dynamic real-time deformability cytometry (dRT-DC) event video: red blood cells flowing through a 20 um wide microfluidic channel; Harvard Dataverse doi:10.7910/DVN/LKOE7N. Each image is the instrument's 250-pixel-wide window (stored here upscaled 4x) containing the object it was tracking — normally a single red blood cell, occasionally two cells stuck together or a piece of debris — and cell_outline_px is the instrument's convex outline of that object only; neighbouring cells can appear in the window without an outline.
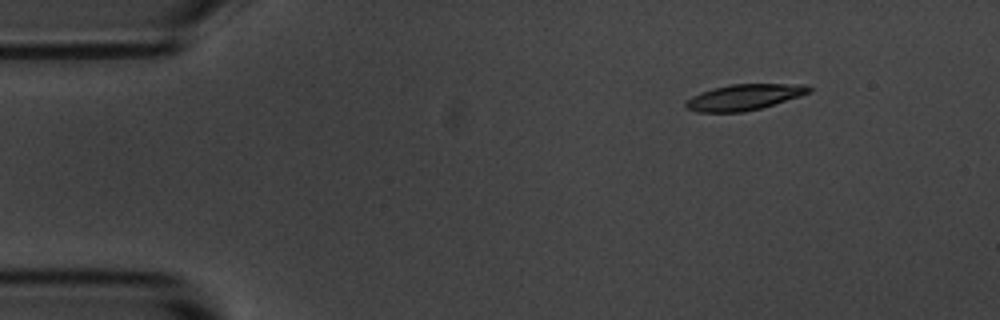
{"species": "common noctule bat (a hibernating species)", "species_latin": "Nyctalus noctula", "temperature_condition": "room temperature", "stored_images_in_passage": 3, "camera_frame_rate_fps": 3000, "um_per_image_px": 0.085, "animal": {"sex": "male", "body_mass_g": 20.1, "forearm_length_mm": 53.5}, "frame": {"image": 1, "passage_image": 1, "time_ms": 0.0, "image_size_px": [1000, 320], "cell_outline_px": [[812, 92], [800, 96], [760, 108], [744, 112], [696, 112], [684, 108], [684, 104], [692, 96], [700, 92], [712, 88], [728, 84], [804, 84], [812, 88]], "centroid_in_image_um": [63.23, 8.25], "position_along_channel_um": 21.8, "area_um2": 18.67}}